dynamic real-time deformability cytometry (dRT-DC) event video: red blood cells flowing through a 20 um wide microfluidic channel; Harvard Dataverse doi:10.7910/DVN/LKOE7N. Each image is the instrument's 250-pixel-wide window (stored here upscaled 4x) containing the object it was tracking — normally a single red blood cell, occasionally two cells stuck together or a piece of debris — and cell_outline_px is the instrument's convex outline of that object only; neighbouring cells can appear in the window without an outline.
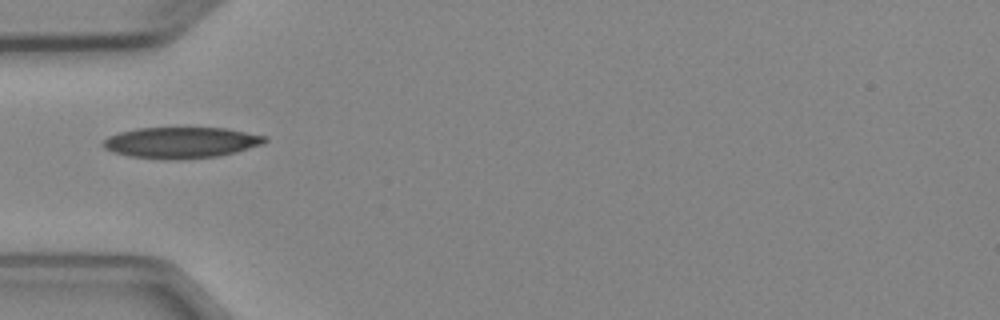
{"species": "Egyptian fruit bat (a non-hibernating species)", "species_latin": "Rousettus aegyptiacus", "temperature_condition": "cold", "stored_images_in_passage": 2, "camera_frame_rate_fps": 3000, "um_per_image_px": 0.085, "animal": {"sex": "female"}, "frame": {"image": 1, "passage_image": 1, "time_ms": 0.0, "image_size_px": [1000, 320], "cell_outline_px": [[268, 140], [264, 144], [236, 152], [220, 156], [180, 160], [164, 160], [132, 156], [112, 152], [104, 148], [100, 144], [108, 136], [120, 132], [136, 128], [224, 128], [268, 136]], "centroid_in_image_um": [15.4, 12.13], "position_along_channel_um": 69.6, "area_um2": 29.59}}